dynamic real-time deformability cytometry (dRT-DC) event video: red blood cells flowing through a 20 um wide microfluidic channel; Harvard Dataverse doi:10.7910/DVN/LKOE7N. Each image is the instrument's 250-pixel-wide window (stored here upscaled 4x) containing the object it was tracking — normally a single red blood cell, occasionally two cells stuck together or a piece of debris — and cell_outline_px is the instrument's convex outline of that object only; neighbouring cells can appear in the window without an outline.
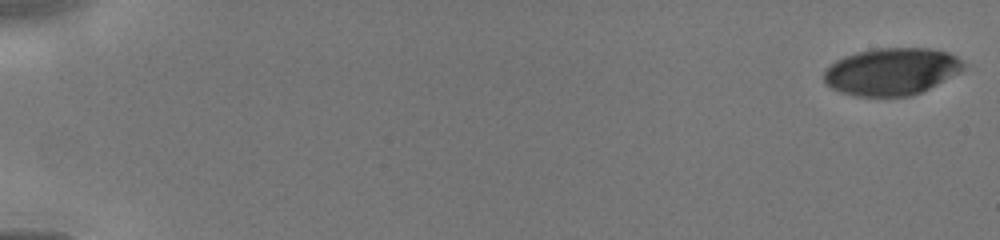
{"species": "human", "species_latin": "Homo sapiens", "temperature_condition": "cold", "stored_images_in_passage": 18, "camera_frame_rate_fps": 3000, "um_per_image_px": 0.085, "donor": {"sex": "male"}, "frame": {"image": 1, "passage_image": 1, "time_ms": 0.0, "image_size_px": [1000, 240], "cell_outline_px": [[964, 68], [960, 72], [912, 96], [852, 96], [840, 92], [832, 88], [824, 80], [824, 68], [836, 60], [844, 56], [856, 52], [876, 48], [928, 48], [948, 52], [956, 56], [964, 64]], "centroid_in_image_um": [75.74, 6.07], "position_along_channel_um": 9.3, "area_um2": 38.32}}
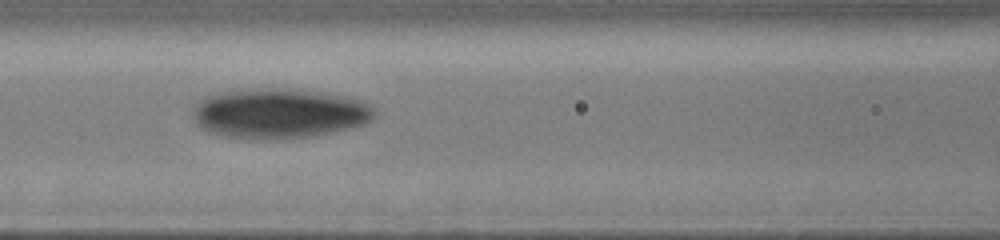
{"frame": {"image": 2, "passage_image": 16, "time_ms": 7.0, "image_size_px": [1000, 240], "cell_outline_px": [[376, 112], [372, 120], [364, 124], [352, 128], [308, 136], [276, 140], [264, 140], [220, 136], [208, 132], [200, 128], [192, 116], [192, 108], [204, 96], [220, 92], [252, 88], [292, 88], [324, 92], [348, 96], [364, 100], [376, 108]], "centroid_in_image_um": [23.73, 9.63], "position_along_channel_um": 142.9, "area_um2": 53.99}}
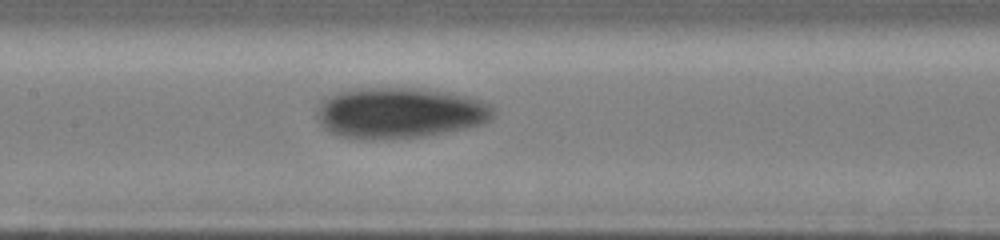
{"frame": {"image": 3, "passage_image": 18, "time_ms": 7.667, "image_size_px": [1000, 240], "cell_outline_px": [[492, 116], [488, 120], [480, 124], [468, 128], [424, 136], [372, 140], [368, 140], [340, 136], [328, 132], [320, 124], [316, 116], [316, 108], [320, 100], [328, 96], [352, 88], [420, 88], [448, 92], [468, 96], [492, 104]], "centroid_in_image_um": [33.91, 9.59], "position_along_channel_um": 173.5, "area_um2": 52.66}}